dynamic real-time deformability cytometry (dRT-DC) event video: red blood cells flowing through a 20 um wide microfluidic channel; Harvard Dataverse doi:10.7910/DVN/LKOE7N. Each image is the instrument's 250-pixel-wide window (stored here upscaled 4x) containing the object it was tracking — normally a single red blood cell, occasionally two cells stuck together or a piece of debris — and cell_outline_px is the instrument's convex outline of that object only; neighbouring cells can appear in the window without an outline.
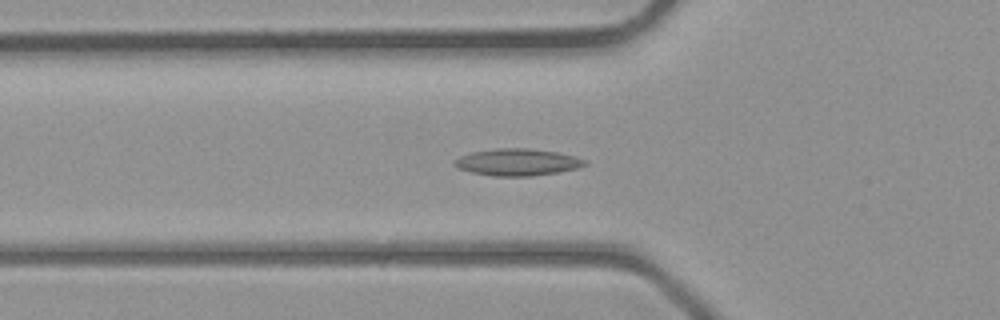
{"species": "common noctule bat (a hibernating species)", "species_latin": "Nyctalus noctula", "temperature_condition": "room temperature", "stored_images_in_passage": 40, "camera_frame_rate_fps": 3000, "um_per_image_px": 0.085, "animal": {"sex": "male", "body_mass_g": 23.1, "forearm_length_mm": 52.7}, "frame": {"image": 1, "passage_image": 12, "time_ms": 3.667, "image_size_px": [1000, 320], "cell_outline_px": [[588, 164], [580, 168], [532, 176], [492, 176], [472, 172], [460, 168], [452, 164], [452, 160], [460, 156], [472, 152], [496, 148], [528, 148], [556, 152], [576, 156], [588, 160]], "centroid_in_image_um": [44.01, 13.78], "position_along_channel_um": 81.8, "area_um2": 20.58}}
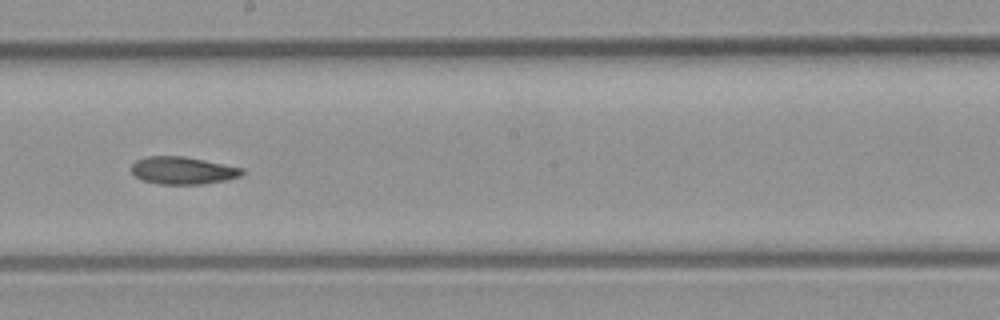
{"frame": {"image": 2, "passage_image": 21, "time_ms": 6.667, "image_size_px": [1000, 320], "cell_outline_px": [[244, 172], [240, 176], [228, 180], [204, 184], [160, 184], [144, 180], [136, 176], [132, 172], [132, 164], [136, 160], [148, 156], [184, 156], [244, 168]], "centroid_in_image_um": [15.57, 14.49], "position_along_channel_um": 232.6, "area_um2": 17.69}}
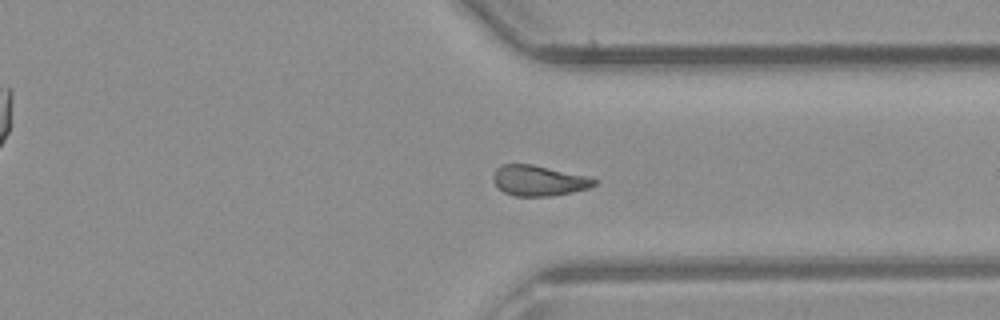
{"frame": {"image": 3, "passage_image": 29, "time_ms": 9.333, "image_size_px": [1000, 320], "cell_outline_px": [[600, 180], [596, 184], [588, 188], [572, 192], [552, 196], [516, 196], [504, 192], [492, 180], [492, 176], [496, 168], [504, 164], [532, 164], [584, 176]], "centroid_in_image_um": [45.78, 15.35], "position_along_channel_um": 365.6, "area_um2": 17.74}}